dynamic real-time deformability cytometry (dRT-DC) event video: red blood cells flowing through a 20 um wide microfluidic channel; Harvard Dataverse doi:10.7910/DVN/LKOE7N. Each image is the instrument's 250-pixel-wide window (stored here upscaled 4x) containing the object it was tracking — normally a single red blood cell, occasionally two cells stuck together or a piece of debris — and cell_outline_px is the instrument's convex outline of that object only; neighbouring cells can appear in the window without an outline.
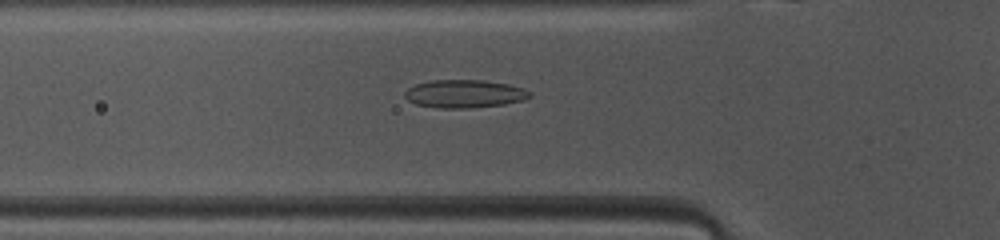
{"species": "common noctule bat (a hibernating species)", "species_latin": "Nyctalus noctula", "temperature_condition": "warm", "stored_images_in_passage": 47, "camera_frame_rate_fps": 3000, "um_per_image_px": 0.085, "animal": {"sex": "female", "body_mass_g": 10.0, "forearm_length_mm": 53.1}, "frame": {"image": 1, "passage_image": 14, "time_ms": 4.333, "image_size_px": [1000, 240], "cell_outline_px": [[532, 96], [524, 100], [504, 104], [468, 108], [440, 108], [416, 104], [408, 100], [404, 96], [404, 92], [408, 88], [416, 84], [432, 80], [484, 80], [508, 84], [524, 88]], "centroid_in_image_um": [39.47, 7.97], "position_along_channel_um": 86.3, "area_um2": 20.35}}
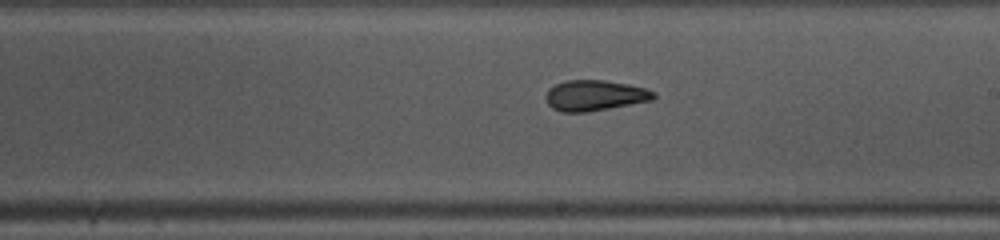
{"frame": {"image": 2, "passage_image": 25, "time_ms": 8.0, "image_size_px": [1000, 240], "cell_outline_px": [[656, 96], [652, 100], [588, 112], [560, 112], [552, 108], [548, 104], [544, 96], [548, 88], [564, 80], [604, 80], [628, 84], [648, 88], [656, 92]], "centroid_in_image_um": [50.54, 8.11], "position_along_channel_um": 238.5, "area_um2": 19.48}}
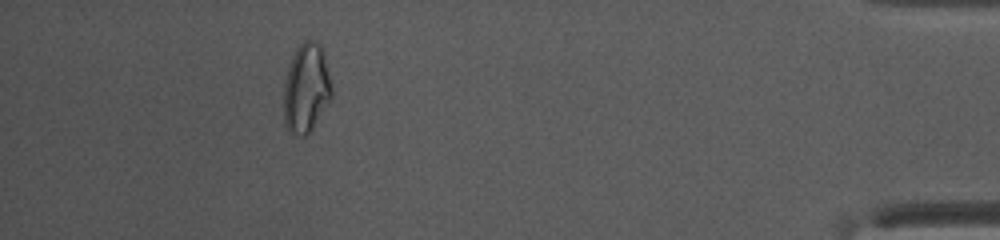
{"frame": {"image": 3, "passage_image": 42, "time_ms": 13.667, "image_size_px": [1000, 240], "cell_outline_px": [[332, 100], [312, 128], [304, 136], [300, 136], [292, 132], [284, 124], [284, 80], [288, 64], [296, 48], [304, 40], [312, 40], [320, 44], [324, 52], [332, 84]], "centroid_in_image_um": [26.04, 7.46], "position_along_channel_um": 409.2, "area_um2": 25.26}, "authors_computed_cell_mechanics": {"area_um2": 20.23, "velocity_mm_per_s": 4.1256, "shape_relaxation_time_tau1_ms": null, "shape_relaxation_time_tau2_ms": 1.6938, "deformation_change_tau1": null, "deformation_change_tau2": 0.0746}}